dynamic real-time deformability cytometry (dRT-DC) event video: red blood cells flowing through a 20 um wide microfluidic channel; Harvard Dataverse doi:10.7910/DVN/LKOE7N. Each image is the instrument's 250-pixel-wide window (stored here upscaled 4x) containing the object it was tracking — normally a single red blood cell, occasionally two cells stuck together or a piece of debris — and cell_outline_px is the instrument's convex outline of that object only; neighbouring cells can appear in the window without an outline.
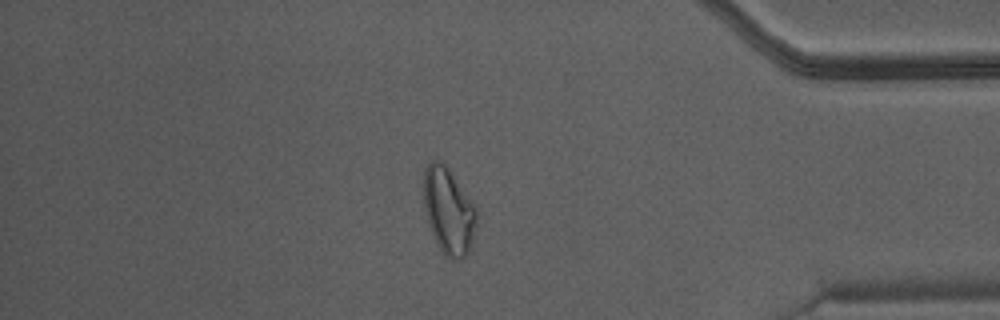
{"species": "Egyptian fruit bat (a non-hibernating species)", "species_latin": "Rousettus aegyptiacus", "temperature_condition": "warm", "stored_images_in_passage": 46, "camera_frame_rate_fps": 3000, "um_per_image_px": 0.085, "animal": {"sex": "male"}, "frame": {"image": 1, "passage_image": 40, "time_ms": 13.0, "image_size_px": [1000, 320], "cell_outline_px": [[480, 212], [472, 244], [468, 252], [460, 260], [452, 260], [440, 248], [428, 224], [424, 208], [424, 168], [432, 160], [440, 160], [448, 168], [472, 200]], "centroid_in_image_um": [38.17, 17.92], "position_along_channel_um": 397.0, "area_um2": 26.88}}
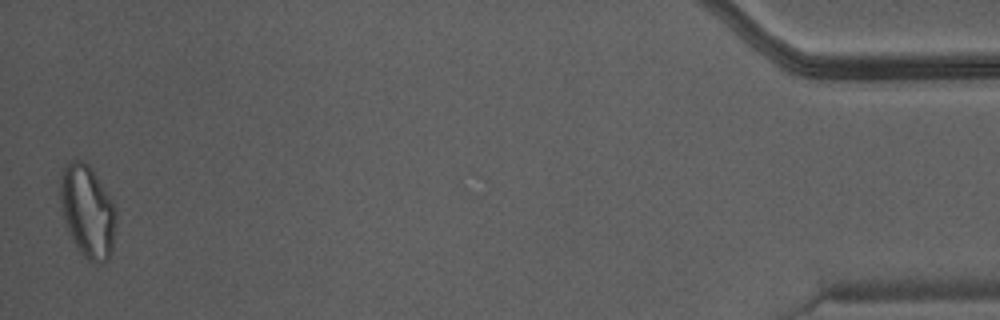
{"frame": {"image": 2, "passage_image": 46, "time_ms": 15.0, "image_size_px": [1000, 320], "cell_outline_px": [[116, 216], [112, 252], [108, 260], [100, 264], [96, 264], [88, 260], [76, 248], [64, 224], [60, 208], [60, 176], [64, 164], [72, 160], [84, 160], [92, 168], [112, 200], [116, 212]], "centroid_in_image_um": [7.42, 17.96], "position_along_channel_um": 427.8, "area_um2": 30.63}}